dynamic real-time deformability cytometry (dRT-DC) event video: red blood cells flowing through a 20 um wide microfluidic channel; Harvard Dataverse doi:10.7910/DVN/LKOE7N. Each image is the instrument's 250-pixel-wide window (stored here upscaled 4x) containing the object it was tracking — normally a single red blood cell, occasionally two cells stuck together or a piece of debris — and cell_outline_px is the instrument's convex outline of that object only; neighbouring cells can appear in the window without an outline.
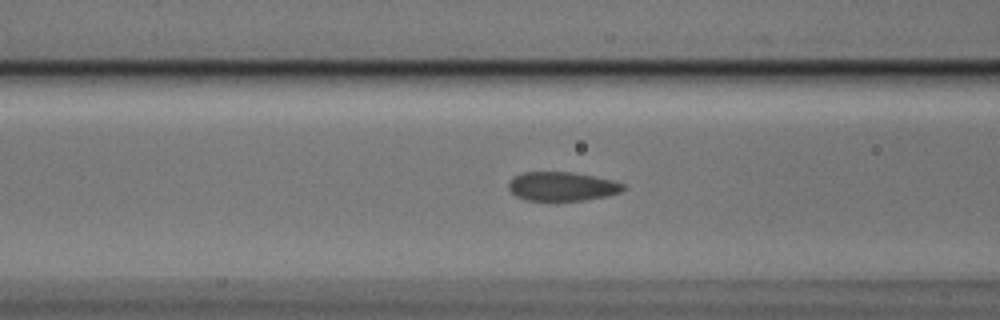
{"species": "Egyptian fruit bat (a non-hibernating species)", "species_latin": "Rousettus aegyptiacus", "temperature_condition": "cold", "stored_images_in_passage": 5, "camera_frame_rate_fps": 3000, "um_per_image_px": 0.085, "animal": {"sex": "male"}, "frame": {"image": 1, "passage_image": 5, "time_ms": 1.333, "image_size_px": [1000, 320], "cell_outline_px": [[628, 188], [620, 192], [608, 196], [584, 200], [556, 204], [524, 200], [516, 196], [508, 188], [508, 180], [512, 176], [520, 172], [572, 172], [612, 180], [624, 184]], "centroid_in_image_um": [47.72, 15.89], "position_along_channel_um": 118.9, "area_um2": 20.4}}